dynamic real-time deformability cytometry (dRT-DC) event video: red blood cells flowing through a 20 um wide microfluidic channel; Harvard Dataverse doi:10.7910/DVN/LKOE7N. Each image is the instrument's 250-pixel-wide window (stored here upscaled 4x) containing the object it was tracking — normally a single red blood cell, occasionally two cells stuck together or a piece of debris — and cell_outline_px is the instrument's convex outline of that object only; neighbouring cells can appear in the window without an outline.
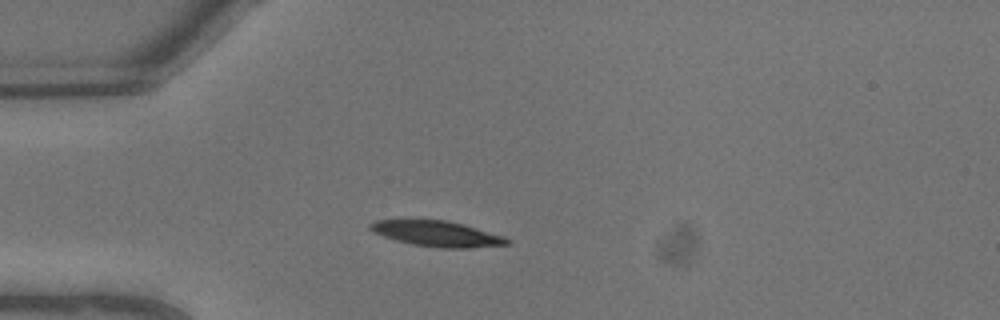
{"species": "common noctule bat (a hibernating species)", "species_latin": "Nyctalus noctula", "temperature_condition": "warm", "stored_images_in_passage": 3, "camera_frame_rate_fps": 3000, "um_per_image_px": 0.085, "animal": {"sex": "male", "body_mass_g": 13.3}, "frame": {"image": 1, "passage_image": 1, "time_ms": 0.0, "image_size_px": [1000, 320], "cell_outline_px": [[512, 244], [468, 248], [440, 248], [412, 244], [396, 240], [372, 232], [368, 228], [368, 224], [376, 220], [448, 220], [464, 224], [504, 236], [512, 240]], "centroid_in_image_um": [37.18, 19.87], "position_along_channel_um": 47.8, "area_um2": 20.52}}
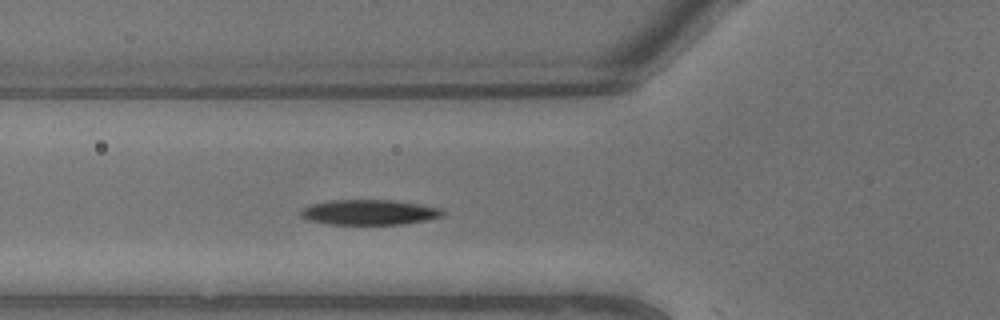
{"frame": {"image": 2, "passage_image": 3, "time_ms": 0.667, "image_size_px": [1000, 320], "cell_outline_px": [[444, 216], [404, 224], [328, 224], [308, 220], [300, 216], [300, 212], [304, 208], [312, 204], [328, 200], [392, 200], [444, 208]], "centroid_in_image_um": [31.4, 18.04], "position_along_channel_um": 94.4, "area_um2": 20.81}}